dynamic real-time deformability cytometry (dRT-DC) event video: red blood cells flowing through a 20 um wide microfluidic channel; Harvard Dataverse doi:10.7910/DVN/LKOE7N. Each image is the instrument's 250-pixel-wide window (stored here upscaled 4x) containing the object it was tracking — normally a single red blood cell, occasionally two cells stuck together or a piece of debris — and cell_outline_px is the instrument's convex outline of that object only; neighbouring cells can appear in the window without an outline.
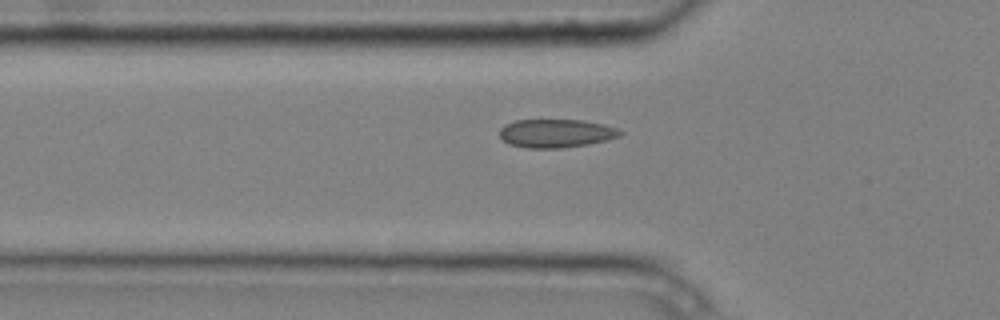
{"species": "common noctule bat (a hibernating species)", "species_latin": "Nyctalus noctula", "temperature_condition": "cold", "stored_images_in_passage": 4, "camera_frame_rate_fps": 3000, "um_per_image_px": 0.085, "animal": {"sex": "male", "body_mass_g": 20.4}, "frame": {"image": 1, "passage_image": 4, "time_ms": 1.0, "image_size_px": [1000, 320], "cell_outline_px": [[624, 132], [620, 136], [608, 140], [588, 144], [560, 148], [524, 148], [508, 144], [500, 136], [500, 128], [504, 124], [516, 120], [584, 120], [604, 124], [616, 128]], "centroid_in_image_um": [47.26, 11.33], "position_along_channel_um": 78.5, "area_um2": 20.11}}